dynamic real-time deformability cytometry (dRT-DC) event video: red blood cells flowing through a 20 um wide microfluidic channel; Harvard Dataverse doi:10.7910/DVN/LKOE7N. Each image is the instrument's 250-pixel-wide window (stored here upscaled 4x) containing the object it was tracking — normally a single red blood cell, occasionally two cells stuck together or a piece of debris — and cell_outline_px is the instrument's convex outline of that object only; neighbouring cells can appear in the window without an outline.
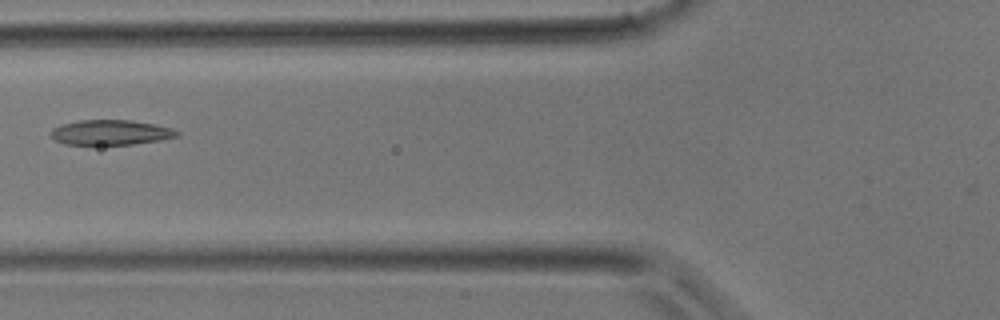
{"species": "common noctule bat (a hibernating species)", "species_latin": "Nyctalus noctula", "temperature_condition": "room temperature", "stored_images_in_passage": 33, "camera_frame_rate_fps": 3000, "um_per_image_px": 0.085, "animal": {"sex": "male", "body_mass_g": 17.9}, "frame": {"image": 1, "passage_image": 8, "time_ms": 2.333, "image_size_px": [1000, 320], "cell_outline_px": [[180, 132], [176, 136], [160, 140], [132, 144], [64, 144], [56, 140], [52, 136], [52, 128], [64, 124], [80, 120], [132, 120], [172, 128]], "centroid_in_image_um": [9.42, 11.25], "position_along_channel_um": 116.4, "area_um2": 18.03}}
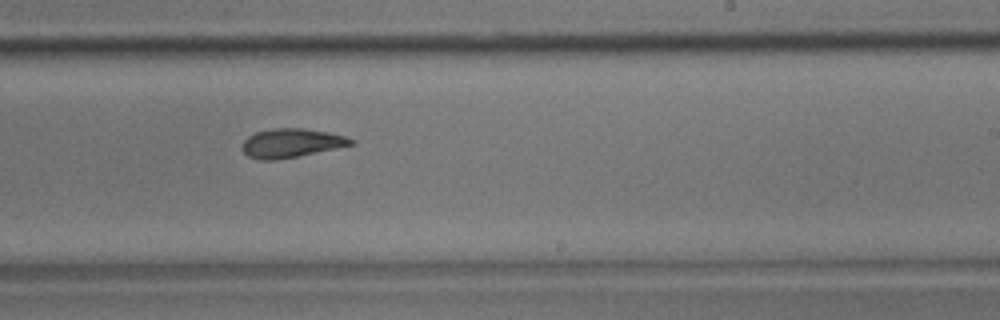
{"frame": {"image": 2, "passage_image": 17, "time_ms": 5.333, "image_size_px": [1000, 320], "cell_outline_px": [[356, 144], [276, 160], [260, 160], [248, 156], [244, 152], [244, 140], [248, 136], [256, 132], [272, 128], [304, 128], [328, 132], [344, 136], [356, 140]], "centroid_in_image_um": [24.78, 12.15], "position_along_channel_um": 264.2, "area_um2": 18.15}}
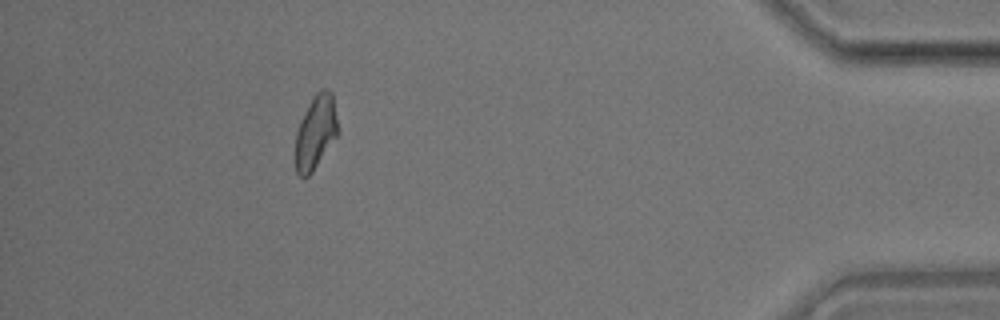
{"frame": {"image": 3, "passage_image": 29, "time_ms": 9.333, "image_size_px": [1000, 320], "cell_outline_px": [[340, 132], [312, 172], [308, 176], [300, 176], [296, 172], [296, 132], [300, 120], [316, 92], [320, 88], [328, 88], [332, 92]], "centroid_in_image_um": [26.86, 11.2], "position_along_channel_um": 408.3, "area_um2": 18.32}}